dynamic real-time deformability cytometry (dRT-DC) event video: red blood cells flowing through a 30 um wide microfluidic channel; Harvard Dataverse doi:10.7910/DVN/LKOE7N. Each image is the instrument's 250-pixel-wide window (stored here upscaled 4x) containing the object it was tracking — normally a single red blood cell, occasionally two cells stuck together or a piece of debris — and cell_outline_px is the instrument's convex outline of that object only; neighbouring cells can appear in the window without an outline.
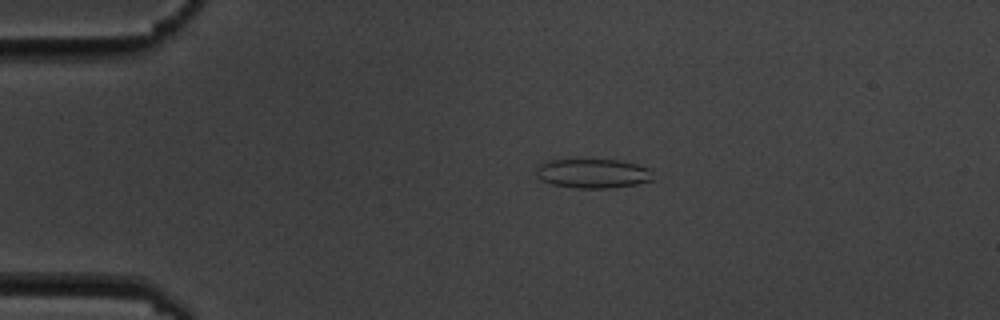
{"species": "common noctule bat (a hibernating species)", "species_latin": "Nyctalus noctula", "temperature_condition": "cold", "stored_images_in_passage": 3, "camera_frame_rate_fps": 3000, "um_per_image_px": 0.085, "animal": {"sex": "male", "body_mass_g": 19.5, "forearm_length_mm": 54.6}, "frame": {"image": 1, "passage_image": 1, "time_ms": 0.0, "image_size_px": [1000, 320], "cell_outline_px": [[656, 180], [636, 184], [612, 188], [576, 188], [552, 184], [540, 180], [536, 176], [536, 168], [540, 164], [548, 160], [620, 160], [636, 164], [648, 168]], "centroid_in_image_um": [50.4, 14.75], "position_along_channel_um": 34.6, "area_um2": 20.06}}
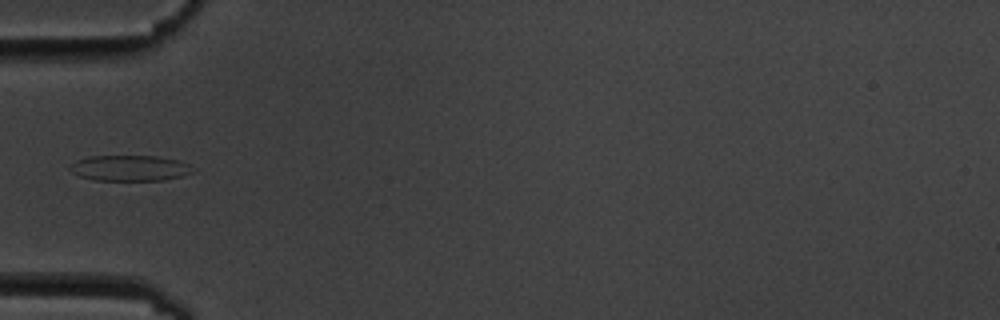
{"frame": {"image": 2, "passage_image": 3, "time_ms": 2.333, "image_size_px": [1000, 320], "cell_outline_px": [[196, 168], [192, 172], [180, 176], [164, 180], [92, 180], [80, 176], [72, 172], [68, 168], [76, 160], [88, 156], [156, 156], [180, 160]], "centroid_in_image_um": [11.03, 14.28], "position_along_channel_um": 74.0, "area_um2": 18.44}}